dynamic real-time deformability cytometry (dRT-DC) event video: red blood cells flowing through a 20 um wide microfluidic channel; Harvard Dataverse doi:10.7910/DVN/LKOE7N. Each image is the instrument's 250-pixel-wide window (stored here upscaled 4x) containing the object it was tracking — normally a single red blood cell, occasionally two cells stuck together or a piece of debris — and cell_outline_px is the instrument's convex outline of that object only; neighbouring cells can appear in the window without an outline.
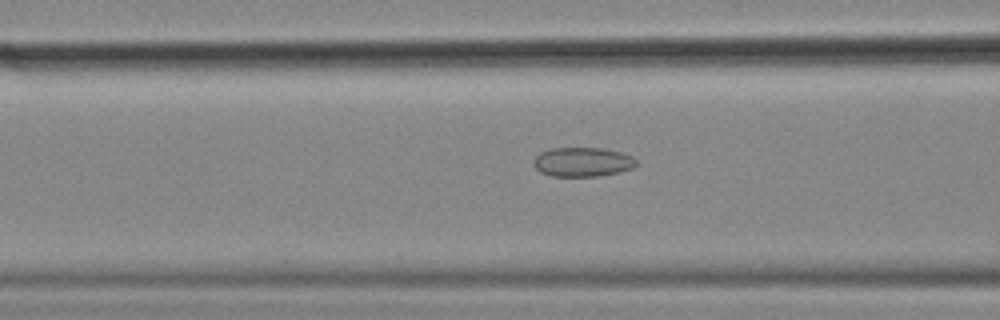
{"species": "common noctule bat (a hibernating species)", "species_latin": "Nyctalus noctula", "temperature_condition": "cold", "stored_images_in_passage": 49, "camera_frame_rate_fps": 3000, "um_per_image_px": 0.085, "animal": {"sex": "female", "body_mass_g": 18.4}, "frame": {"image": 1, "passage_image": 15, "time_ms": 4.667, "image_size_px": [1000, 320], "cell_outline_px": [[636, 164], [632, 168], [600, 176], [552, 176], [540, 172], [532, 164], [532, 160], [540, 152], [552, 148], [600, 148], [620, 152], [632, 156], [636, 160]], "centroid_in_image_um": [49.47, 13.76], "position_along_channel_um": 117.1, "area_um2": 17.46}}
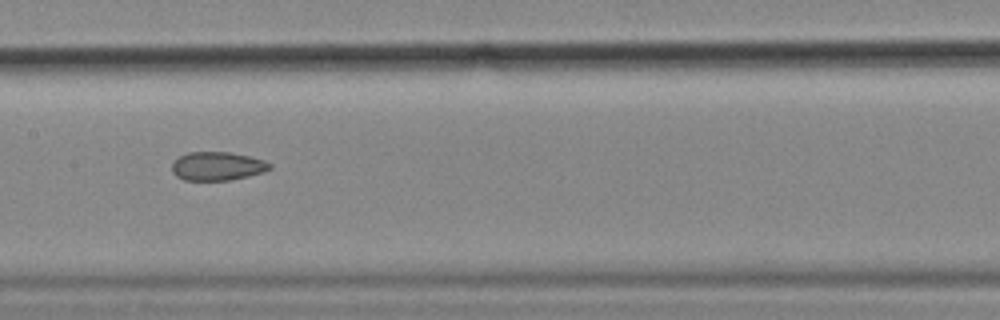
{"frame": {"image": 2, "passage_image": 21, "time_ms": 6.667, "image_size_px": [1000, 320], "cell_outline_px": [[272, 168], [264, 172], [248, 176], [228, 180], [184, 180], [176, 176], [172, 172], [172, 164], [180, 156], [188, 152], [228, 152], [248, 156], [264, 160], [272, 164]], "centroid_in_image_um": [18.49, 14.12], "position_along_channel_um": 188.9, "area_um2": 16.24}}
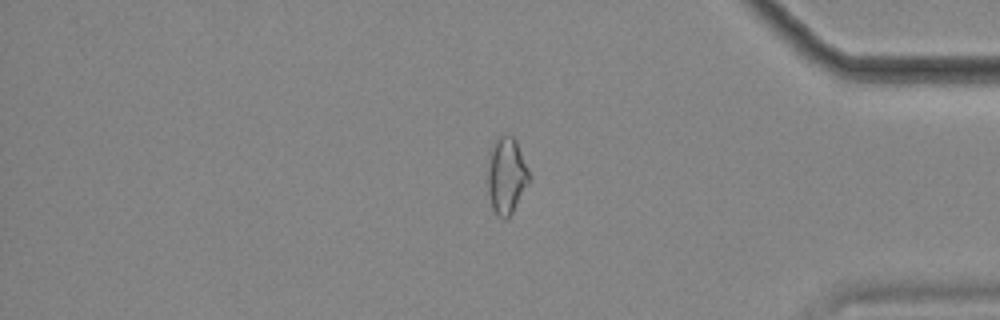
{"frame": {"image": 3, "passage_image": 40, "time_ms": 13.0, "image_size_px": [1000, 320], "cell_outline_px": [[528, 180], [512, 212], [504, 220], [496, 216], [492, 208], [488, 192], [488, 168], [492, 144], [500, 132], [508, 132], [516, 140], [528, 168]], "centroid_in_image_um": [43.01, 14.86], "position_along_channel_um": 392.2, "area_um2": 18.32}, "authors_computed_cell_mechanics": {"area_um2": 17.8602, "velocity_mm_per_s": 3.5914, "shape_relaxation_time_tau1_ms": null, "shape_relaxation_time_tau2_ms": 2.8619, "deformation_change_tau1": null, "deformation_change_tau2": 0.0822}}